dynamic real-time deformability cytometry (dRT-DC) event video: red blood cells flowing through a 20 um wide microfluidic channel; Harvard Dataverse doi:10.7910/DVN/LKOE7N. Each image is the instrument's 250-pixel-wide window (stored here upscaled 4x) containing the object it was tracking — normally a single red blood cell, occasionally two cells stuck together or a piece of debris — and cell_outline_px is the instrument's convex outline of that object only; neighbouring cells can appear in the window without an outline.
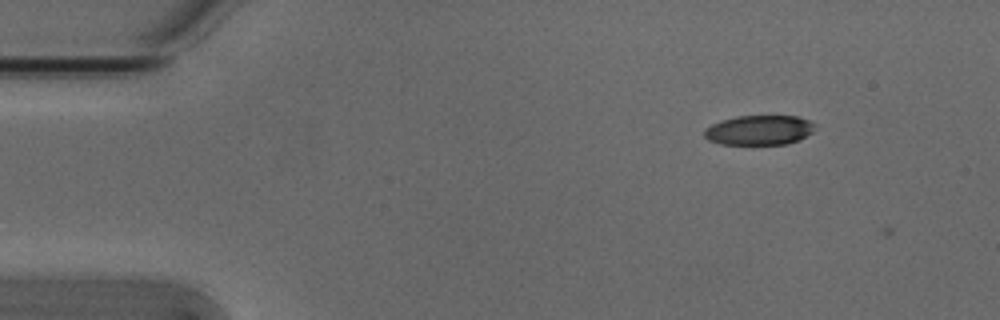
{"species": "Egyptian fruit bat (a non-hibernating species)", "species_latin": "Rousettus aegyptiacus", "temperature_condition": "cold", "stored_images_in_passage": 4, "camera_frame_rate_fps": 3000, "um_per_image_px": 0.085, "animal": {"sex": "male"}, "frame": {"image": 1, "passage_image": 1, "time_ms": 0.0, "image_size_px": [1000, 320], "cell_outline_px": [[816, 124], [812, 132], [800, 140], [788, 144], [720, 144], [708, 140], [704, 136], [704, 128], [712, 124], [736, 116], [796, 116], [808, 120]], "centroid_in_image_um": [64.54, 11.06], "position_along_channel_um": 20.5, "area_um2": 19.19}}